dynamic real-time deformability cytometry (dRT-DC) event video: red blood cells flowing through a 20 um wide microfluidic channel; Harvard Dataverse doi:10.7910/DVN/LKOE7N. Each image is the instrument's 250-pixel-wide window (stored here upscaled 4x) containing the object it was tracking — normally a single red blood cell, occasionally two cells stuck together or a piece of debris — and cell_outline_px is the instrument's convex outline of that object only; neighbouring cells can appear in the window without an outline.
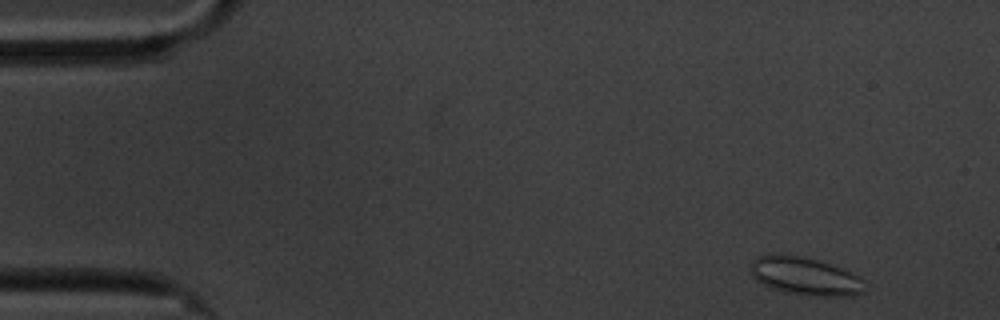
{"species": "common noctule bat (a hibernating species)", "species_latin": "Nyctalus noctula", "temperature_condition": "cold", "stored_images_in_passage": 12, "camera_frame_rate_fps": 3000, "um_per_image_px": 0.085, "animal": {"sex": "male", "body_mass_g": 20.1, "forearm_length_mm": 53.5}, "frame": {"image": 1, "passage_image": 3, "time_ms": 0.667, "image_size_px": [1000, 320], "cell_outline_px": [[864, 292], [852, 296], [816, 296], [784, 292], [772, 288], [756, 280], [752, 276], [752, 260], [760, 256], [776, 252], [780, 252], [800, 256], [816, 260], [852, 272], [860, 276]], "centroid_in_image_um": [68.41, 23.46], "position_along_channel_um": 16.6, "area_um2": 25.14}}